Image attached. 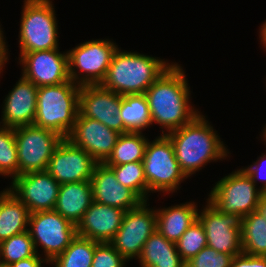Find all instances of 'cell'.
I'll return each mask as SVG.
<instances>
[{"label":"cell","mask_w":266,"mask_h":267,"mask_svg":"<svg viewBox=\"0 0 266 267\" xmlns=\"http://www.w3.org/2000/svg\"><path fill=\"white\" fill-rule=\"evenodd\" d=\"M143 201L138 207L127 210L122 225L110 241L113 247L127 260L140 257L146 240L157 230L156 209Z\"/></svg>","instance_id":"cell-11"},{"label":"cell","mask_w":266,"mask_h":267,"mask_svg":"<svg viewBox=\"0 0 266 267\" xmlns=\"http://www.w3.org/2000/svg\"><path fill=\"white\" fill-rule=\"evenodd\" d=\"M233 256L220 253L208 246L204 247L196 256L190 258L186 267H230Z\"/></svg>","instance_id":"cell-33"},{"label":"cell","mask_w":266,"mask_h":267,"mask_svg":"<svg viewBox=\"0 0 266 267\" xmlns=\"http://www.w3.org/2000/svg\"><path fill=\"white\" fill-rule=\"evenodd\" d=\"M96 241L76 236L62 254L49 264L54 267H91Z\"/></svg>","instance_id":"cell-28"},{"label":"cell","mask_w":266,"mask_h":267,"mask_svg":"<svg viewBox=\"0 0 266 267\" xmlns=\"http://www.w3.org/2000/svg\"><path fill=\"white\" fill-rule=\"evenodd\" d=\"M0 175L18 176V156L15 142V129L0 126Z\"/></svg>","instance_id":"cell-31"},{"label":"cell","mask_w":266,"mask_h":267,"mask_svg":"<svg viewBox=\"0 0 266 267\" xmlns=\"http://www.w3.org/2000/svg\"><path fill=\"white\" fill-rule=\"evenodd\" d=\"M122 95L101 85L80 86L79 114L106 125L120 134L129 132L119 116Z\"/></svg>","instance_id":"cell-16"},{"label":"cell","mask_w":266,"mask_h":267,"mask_svg":"<svg viewBox=\"0 0 266 267\" xmlns=\"http://www.w3.org/2000/svg\"><path fill=\"white\" fill-rule=\"evenodd\" d=\"M98 162L84 149L63 138L51 157L47 172L60 184L91 180Z\"/></svg>","instance_id":"cell-13"},{"label":"cell","mask_w":266,"mask_h":267,"mask_svg":"<svg viewBox=\"0 0 266 267\" xmlns=\"http://www.w3.org/2000/svg\"><path fill=\"white\" fill-rule=\"evenodd\" d=\"M199 210L197 219L204 227L207 246L233 257L242 253V219L239 214L219 212L208 201Z\"/></svg>","instance_id":"cell-12"},{"label":"cell","mask_w":266,"mask_h":267,"mask_svg":"<svg viewBox=\"0 0 266 267\" xmlns=\"http://www.w3.org/2000/svg\"><path fill=\"white\" fill-rule=\"evenodd\" d=\"M51 0H24L19 31V58L27 52L59 48L58 23Z\"/></svg>","instance_id":"cell-5"},{"label":"cell","mask_w":266,"mask_h":267,"mask_svg":"<svg viewBox=\"0 0 266 267\" xmlns=\"http://www.w3.org/2000/svg\"><path fill=\"white\" fill-rule=\"evenodd\" d=\"M128 262L110 242H97L91 267H126Z\"/></svg>","instance_id":"cell-34"},{"label":"cell","mask_w":266,"mask_h":267,"mask_svg":"<svg viewBox=\"0 0 266 267\" xmlns=\"http://www.w3.org/2000/svg\"><path fill=\"white\" fill-rule=\"evenodd\" d=\"M37 92L38 87L21 76L3 101L0 126L15 129L33 125L36 116Z\"/></svg>","instance_id":"cell-18"},{"label":"cell","mask_w":266,"mask_h":267,"mask_svg":"<svg viewBox=\"0 0 266 267\" xmlns=\"http://www.w3.org/2000/svg\"><path fill=\"white\" fill-rule=\"evenodd\" d=\"M63 137L47 128L27 125L15 128L18 176L47 170L54 150Z\"/></svg>","instance_id":"cell-9"},{"label":"cell","mask_w":266,"mask_h":267,"mask_svg":"<svg viewBox=\"0 0 266 267\" xmlns=\"http://www.w3.org/2000/svg\"><path fill=\"white\" fill-rule=\"evenodd\" d=\"M264 165H266V154L265 153L259 156L257 160L254 161L253 164H251L250 166L248 165V167H242L245 170V172L250 176V178L252 179V182L255 185L258 184L257 183L258 180L262 182V185L259 187L262 190V192H266V174H265L266 166Z\"/></svg>","instance_id":"cell-35"},{"label":"cell","mask_w":266,"mask_h":267,"mask_svg":"<svg viewBox=\"0 0 266 267\" xmlns=\"http://www.w3.org/2000/svg\"><path fill=\"white\" fill-rule=\"evenodd\" d=\"M119 116L128 131L143 132L150 125L151 114L145 94L122 96Z\"/></svg>","instance_id":"cell-25"},{"label":"cell","mask_w":266,"mask_h":267,"mask_svg":"<svg viewBox=\"0 0 266 267\" xmlns=\"http://www.w3.org/2000/svg\"><path fill=\"white\" fill-rule=\"evenodd\" d=\"M28 227L36 253L39 254L41 245L48 263L62 254L77 236L76 226L55 210L31 213Z\"/></svg>","instance_id":"cell-10"},{"label":"cell","mask_w":266,"mask_h":267,"mask_svg":"<svg viewBox=\"0 0 266 267\" xmlns=\"http://www.w3.org/2000/svg\"><path fill=\"white\" fill-rule=\"evenodd\" d=\"M257 211L265 218L266 220V192H263L260 201L257 206Z\"/></svg>","instance_id":"cell-39"},{"label":"cell","mask_w":266,"mask_h":267,"mask_svg":"<svg viewBox=\"0 0 266 267\" xmlns=\"http://www.w3.org/2000/svg\"><path fill=\"white\" fill-rule=\"evenodd\" d=\"M205 117L199 113L190 123L166 135L187 178L200 171L206 163L229 156L227 147Z\"/></svg>","instance_id":"cell-2"},{"label":"cell","mask_w":266,"mask_h":267,"mask_svg":"<svg viewBox=\"0 0 266 267\" xmlns=\"http://www.w3.org/2000/svg\"><path fill=\"white\" fill-rule=\"evenodd\" d=\"M143 168L149 193H174L187 179L176 160L171 140L166 135H160L153 141L148 140Z\"/></svg>","instance_id":"cell-6"},{"label":"cell","mask_w":266,"mask_h":267,"mask_svg":"<svg viewBox=\"0 0 266 267\" xmlns=\"http://www.w3.org/2000/svg\"><path fill=\"white\" fill-rule=\"evenodd\" d=\"M80 86L71 80L38 87L33 125L55 131L67 138L79 114Z\"/></svg>","instance_id":"cell-4"},{"label":"cell","mask_w":266,"mask_h":267,"mask_svg":"<svg viewBox=\"0 0 266 267\" xmlns=\"http://www.w3.org/2000/svg\"><path fill=\"white\" fill-rule=\"evenodd\" d=\"M243 168L215 183L206 199L219 212L245 217L257 210L263 194Z\"/></svg>","instance_id":"cell-8"},{"label":"cell","mask_w":266,"mask_h":267,"mask_svg":"<svg viewBox=\"0 0 266 267\" xmlns=\"http://www.w3.org/2000/svg\"><path fill=\"white\" fill-rule=\"evenodd\" d=\"M117 48L112 40L96 39L67 51L70 80L79 86L100 85Z\"/></svg>","instance_id":"cell-7"},{"label":"cell","mask_w":266,"mask_h":267,"mask_svg":"<svg viewBox=\"0 0 266 267\" xmlns=\"http://www.w3.org/2000/svg\"><path fill=\"white\" fill-rule=\"evenodd\" d=\"M259 38H261V44H263V47L266 50V20L265 22L260 26L259 29Z\"/></svg>","instance_id":"cell-40"},{"label":"cell","mask_w":266,"mask_h":267,"mask_svg":"<svg viewBox=\"0 0 266 267\" xmlns=\"http://www.w3.org/2000/svg\"><path fill=\"white\" fill-rule=\"evenodd\" d=\"M36 254L29 231L14 235L0 242V260L3 262L12 264Z\"/></svg>","instance_id":"cell-30"},{"label":"cell","mask_w":266,"mask_h":267,"mask_svg":"<svg viewBox=\"0 0 266 267\" xmlns=\"http://www.w3.org/2000/svg\"><path fill=\"white\" fill-rule=\"evenodd\" d=\"M263 133V134H262ZM262 133H261V139L263 138V141L266 143V125H265V127H264V129H263V131H262Z\"/></svg>","instance_id":"cell-41"},{"label":"cell","mask_w":266,"mask_h":267,"mask_svg":"<svg viewBox=\"0 0 266 267\" xmlns=\"http://www.w3.org/2000/svg\"><path fill=\"white\" fill-rule=\"evenodd\" d=\"M92 203L91 181L71 182L60 185L54 210L77 226Z\"/></svg>","instance_id":"cell-21"},{"label":"cell","mask_w":266,"mask_h":267,"mask_svg":"<svg viewBox=\"0 0 266 267\" xmlns=\"http://www.w3.org/2000/svg\"><path fill=\"white\" fill-rule=\"evenodd\" d=\"M60 184L47 172L17 176L9 189L28 208L30 214L54 210Z\"/></svg>","instance_id":"cell-15"},{"label":"cell","mask_w":266,"mask_h":267,"mask_svg":"<svg viewBox=\"0 0 266 267\" xmlns=\"http://www.w3.org/2000/svg\"><path fill=\"white\" fill-rule=\"evenodd\" d=\"M242 252L253 256H266V220L255 210L242 219Z\"/></svg>","instance_id":"cell-27"},{"label":"cell","mask_w":266,"mask_h":267,"mask_svg":"<svg viewBox=\"0 0 266 267\" xmlns=\"http://www.w3.org/2000/svg\"><path fill=\"white\" fill-rule=\"evenodd\" d=\"M93 201L123 209L138 207L143 200L131 189L118 182L114 172L104 163L95 166L91 177Z\"/></svg>","instance_id":"cell-19"},{"label":"cell","mask_w":266,"mask_h":267,"mask_svg":"<svg viewBox=\"0 0 266 267\" xmlns=\"http://www.w3.org/2000/svg\"><path fill=\"white\" fill-rule=\"evenodd\" d=\"M22 76L37 87L58 85L70 80L68 53L58 49L24 53L19 58Z\"/></svg>","instance_id":"cell-14"},{"label":"cell","mask_w":266,"mask_h":267,"mask_svg":"<svg viewBox=\"0 0 266 267\" xmlns=\"http://www.w3.org/2000/svg\"><path fill=\"white\" fill-rule=\"evenodd\" d=\"M148 140L142 132L129 131L120 134L111 155L104 164L122 165L143 161Z\"/></svg>","instance_id":"cell-26"},{"label":"cell","mask_w":266,"mask_h":267,"mask_svg":"<svg viewBox=\"0 0 266 267\" xmlns=\"http://www.w3.org/2000/svg\"><path fill=\"white\" fill-rule=\"evenodd\" d=\"M207 246V237L204 227L197 219L176 242L177 251L187 262Z\"/></svg>","instance_id":"cell-32"},{"label":"cell","mask_w":266,"mask_h":267,"mask_svg":"<svg viewBox=\"0 0 266 267\" xmlns=\"http://www.w3.org/2000/svg\"><path fill=\"white\" fill-rule=\"evenodd\" d=\"M125 212L93 201L77 224L76 233L97 242H110L122 225Z\"/></svg>","instance_id":"cell-20"},{"label":"cell","mask_w":266,"mask_h":267,"mask_svg":"<svg viewBox=\"0 0 266 267\" xmlns=\"http://www.w3.org/2000/svg\"><path fill=\"white\" fill-rule=\"evenodd\" d=\"M28 208L6 188L0 192V242L28 231Z\"/></svg>","instance_id":"cell-23"},{"label":"cell","mask_w":266,"mask_h":267,"mask_svg":"<svg viewBox=\"0 0 266 267\" xmlns=\"http://www.w3.org/2000/svg\"><path fill=\"white\" fill-rule=\"evenodd\" d=\"M40 254H36L35 256L22 259L18 262L12 263L13 267H44V263H49L45 260V258L40 257Z\"/></svg>","instance_id":"cell-37"},{"label":"cell","mask_w":266,"mask_h":267,"mask_svg":"<svg viewBox=\"0 0 266 267\" xmlns=\"http://www.w3.org/2000/svg\"><path fill=\"white\" fill-rule=\"evenodd\" d=\"M230 267H266V256L240 253L233 257Z\"/></svg>","instance_id":"cell-36"},{"label":"cell","mask_w":266,"mask_h":267,"mask_svg":"<svg viewBox=\"0 0 266 267\" xmlns=\"http://www.w3.org/2000/svg\"><path fill=\"white\" fill-rule=\"evenodd\" d=\"M120 133L98 120L78 114L74 128L67 137L74 145L84 149L98 163H104L111 155Z\"/></svg>","instance_id":"cell-17"},{"label":"cell","mask_w":266,"mask_h":267,"mask_svg":"<svg viewBox=\"0 0 266 267\" xmlns=\"http://www.w3.org/2000/svg\"><path fill=\"white\" fill-rule=\"evenodd\" d=\"M0 25V74L3 72V67H5V63L8 62V46H6L5 38H4V32L2 31Z\"/></svg>","instance_id":"cell-38"},{"label":"cell","mask_w":266,"mask_h":267,"mask_svg":"<svg viewBox=\"0 0 266 267\" xmlns=\"http://www.w3.org/2000/svg\"><path fill=\"white\" fill-rule=\"evenodd\" d=\"M0 267H13L12 264L0 260Z\"/></svg>","instance_id":"cell-42"},{"label":"cell","mask_w":266,"mask_h":267,"mask_svg":"<svg viewBox=\"0 0 266 267\" xmlns=\"http://www.w3.org/2000/svg\"><path fill=\"white\" fill-rule=\"evenodd\" d=\"M172 64L155 56L117 48L100 85L122 96L144 94Z\"/></svg>","instance_id":"cell-3"},{"label":"cell","mask_w":266,"mask_h":267,"mask_svg":"<svg viewBox=\"0 0 266 267\" xmlns=\"http://www.w3.org/2000/svg\"><path fill=\"white\" fill-rule=\"evenodd\" d=\"M197 207L194 201H190L156 209L157 231L167 240L176 243L197 220Z\"/></svg>","instance_id":"cell-22"},{"label":"cell","mask_w":266,"mask_h":267,"mask_svg":"<svg viewBox=\"0 0 266 267\" xmlns=\"http://www.w3.org/2000/svg\"><path fill=\"white\" fill-rule=\"evenodd\" d=\"M138 261L141 267H186L176 243L167 240L157 230L146 240Z\"/></svg>","instance_id":"cell-24"},{"label":"cell","mask_w":266,"mask_h":267,"mask_svg":"<svg viewBox=\"0 0 266 267\" xmlns=\"http://www.w3.org/2000/svg\"><path fill=\"white\" fill-rule=\"evenodd\" d=\"M182 66L174 63L145 91L152 124L161 135L190 123L200 112L190 103V86ZM166 132H165V131Z\"/></svg>","instance_id":"cell-1"},{"label":"cell","mask_w":266,"mask_h":267,"mask_svg":"<svg viewBox=\"0 0 266 267\" xmlns=\"http://www.w3.org/2000/svg\"><path fill=\"white\" fill-rule=\"evenodd\" d=\"M106 166L114 172L118 182L134 191L143 201H149L147 180L142 161Z\"/></svg>","instance_id":"cell-29"}]
</instances>
